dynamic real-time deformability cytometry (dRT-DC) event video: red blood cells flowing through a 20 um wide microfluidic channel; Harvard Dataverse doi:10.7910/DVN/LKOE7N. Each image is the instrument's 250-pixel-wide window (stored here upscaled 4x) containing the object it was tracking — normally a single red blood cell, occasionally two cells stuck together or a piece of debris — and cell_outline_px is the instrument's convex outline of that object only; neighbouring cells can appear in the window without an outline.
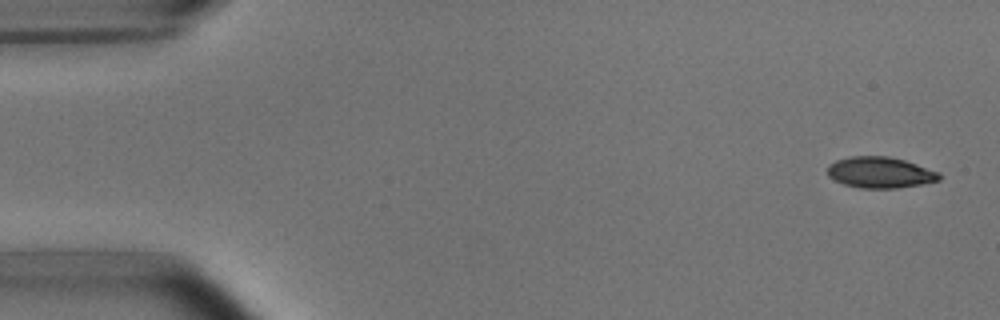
{"species": "common noctule bat (a hibernating species)", "species_latin": "Nyctalus noctula", "temperature_condition": "room temperature", "stored_images_in_passage": 4, "camera_frame_rate_fps": 3000, "um_per_image_px": 0.085, "animal": {"sex": "male", "body_mass_g": 15.6}, "frame": {"image": 1, "passage_image": 1, "time_ms": 0.0, "image_size_px": [1000, 320], "cell_outline_px": [[940, 180], [920, 184], [896, 188], [860, 188], [844, 184], [832, 180], [828, 176], [828, 164], [836, 160], [852, 156], [888, 156], [904, 160], [940, 172]], "centroid_in_image_um": [74.78, 14.66], "position_along_channel_um": 10.2, "area_um2": 20.23}}
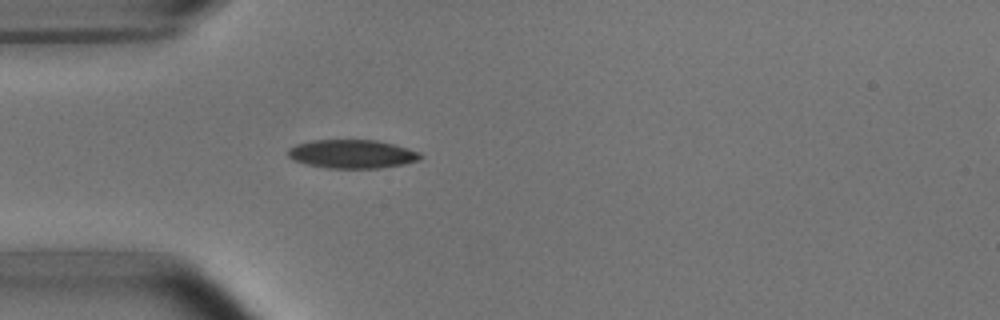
{"frame": {"image": 2, "passage_image": 4, "time_ms": 4.333, "image_size_px": [1000, 320], "cell_outline_px": [[424, 156], [420, 160], [404, 164], [380, 168], [328, 168], [308, 164], [292, 160], [288, 156], [288, 148], [296, 144], [312, 140], [376, 140], [408, 148], [420, 152]], "centroid_in_image_um": [29.94, 13.09], "position_along_channel_um": 55.1, "area_um2": 22.14}}